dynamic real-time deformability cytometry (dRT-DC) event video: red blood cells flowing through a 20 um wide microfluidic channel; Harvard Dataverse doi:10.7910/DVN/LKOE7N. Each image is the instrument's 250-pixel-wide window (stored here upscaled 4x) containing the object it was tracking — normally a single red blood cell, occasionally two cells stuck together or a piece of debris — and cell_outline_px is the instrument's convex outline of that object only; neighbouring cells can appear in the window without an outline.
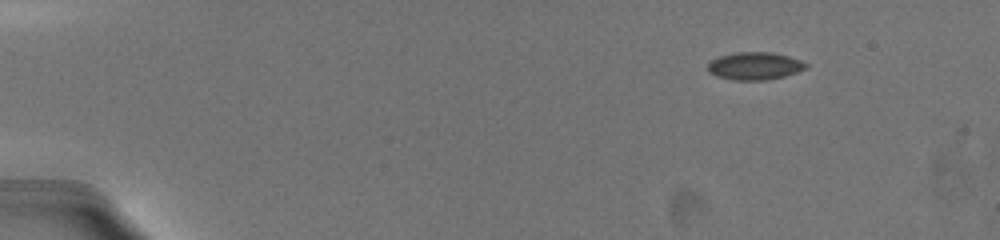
{"species": "common noctule bat (a hibernating species)", "species_latin": "Nyctalus noctula", "temperature_condition": "warm", "stored_images_in_passage": 36, "camera_frame_rate_fps": 3000, "um_per_image_px": 0.085, "animal": {"sex": "female", "body_mass_g": 19.5, "forearm_length_mm": 54.1}, "frame": {"image": 1, "passage_image": 1, "time_ms": 0.0, "image_size_px": [1000, 240], "cell_outline_px": [[808, 68], [784, 76], [768, 80], [732, 80], [716, 76], [708, 72], [708, 60], [720, 56], [736, 52], [772, 52], [788, 56], [800, 60], [808, 64]], "centroid_in_image_um": [64.13, 5.61], "position_along_channel_um": 20.9, "area_um2": 15.95}}
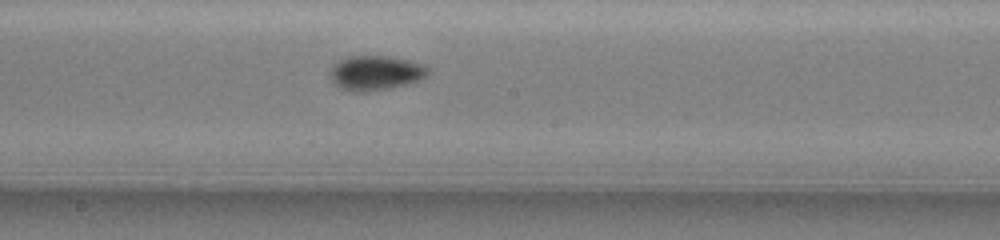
{"frame": {"image": 2, "passage_image": 21, "time_ms": 8.667, "image_size_px": [1000, 240], "cell_outline_px": [[428, 72], [420, 80], [408, 84], [368, 92], [352, 92], [340, 88], [332, 80], [332, 68], [340, 60], [348, 56], [388, 56], [408, 60], [424, 64], [428, 68]], "centroid_in_image_um": [31.95, 6.2], "position_along_channel_um": 216.3, "area_um2": 19.54}}
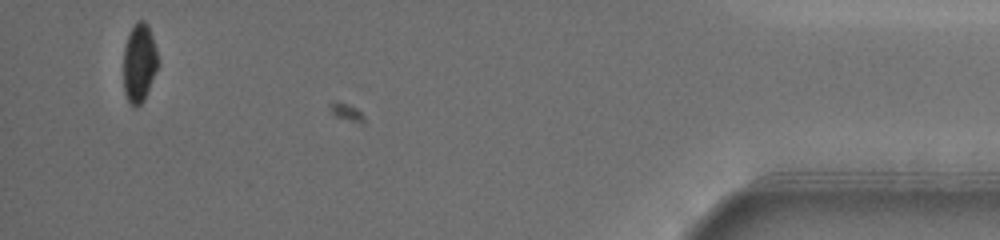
{"frame": {"image": 3, "passage_image": 36, "time_ms": 16.333, "image_size_px": [1000, 240], "cell_outline_px": [[160, 64], [144, 100], [136, 108], [128, 100], [124, 92], [124, 48], [128, 36], [136, 20], [144, 20], [148, 24], [156, 48]], "centroid_in_image_um": [11.86, 5.34], "position_along_channel_um": 423.3, "area_um2": 15.95}, "authors_computed_cell_mechanics": {"area_um2": 16.9354, "velocity_mm_per_s": 3.6386, "shape_relaxation_time_tau1_ms": 2.3214, "shape_relaxation_time_tau2_ms": null, "deformation_change_tau1": 0.0919, "deformation_change_tau2": null}}